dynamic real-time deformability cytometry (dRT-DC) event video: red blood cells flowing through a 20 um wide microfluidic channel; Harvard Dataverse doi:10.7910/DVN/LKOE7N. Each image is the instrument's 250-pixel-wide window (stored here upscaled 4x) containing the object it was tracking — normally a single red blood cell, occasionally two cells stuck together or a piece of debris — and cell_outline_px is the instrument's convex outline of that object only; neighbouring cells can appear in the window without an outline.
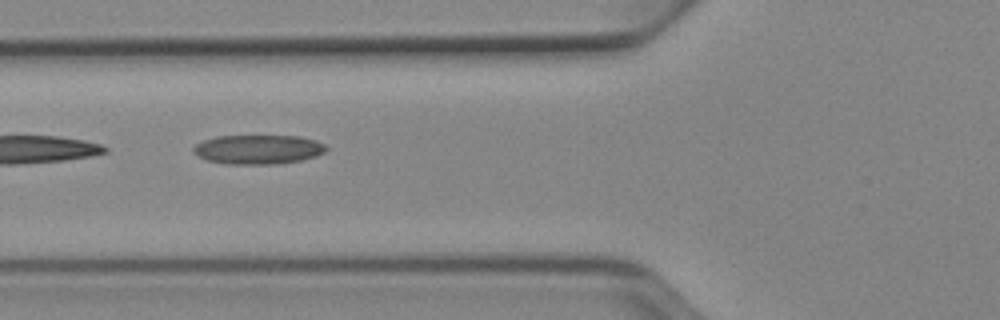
{"species": "Egyptian fruit bat (a non-hibernating species)", "species_latin": "Rousettus aegyptiacus", "temperature_condition": "cold", "stored_images_in_passage": 52, "camera_frame_rate_fps": 3000, "um_per_image_px": 0.085, "animal": {"sex": "female"}, "frame": {"image": 1, "passage_image": 20, "time_ms": 6.333, "image_size_px": [1000, 320], "cell_outline_px": [[328, 148], [324, 152], [316, 156], [300, 160], [276, 164], [228, 164], [208, 160], [192, 152], [192, 148], [196, 144], [204, 140], [216, 136], [300, 136], [316, 140], [324, 144]], "centroid_in_image_um": [21.95, 12.69], "position_along_channel_um": 103.8, "area_um2": 22.6}}
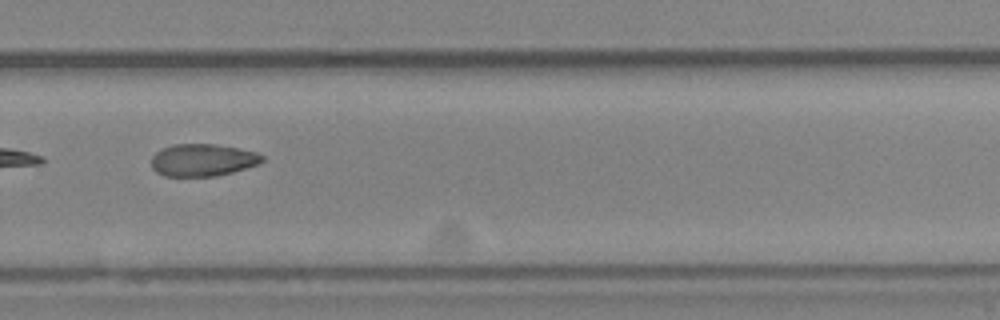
{"frame": {"image": 2, "passage_image": 36, "time_ms": 11.667, "image_size_px": [1000, 320], "cell_outline_px": [[264, 160], [260, 164], [232, 172], [216, 176], [164, 176], [156, 172], [152, 168], [152, 156], [156, 152], [164, 148], [176, 144], [216, 144], [256, 152], [264, 156]], "centroid_in_image_um": [17.24, 13.61], "position_along_channel_um": 312.6, "area_um2": 20.81}}
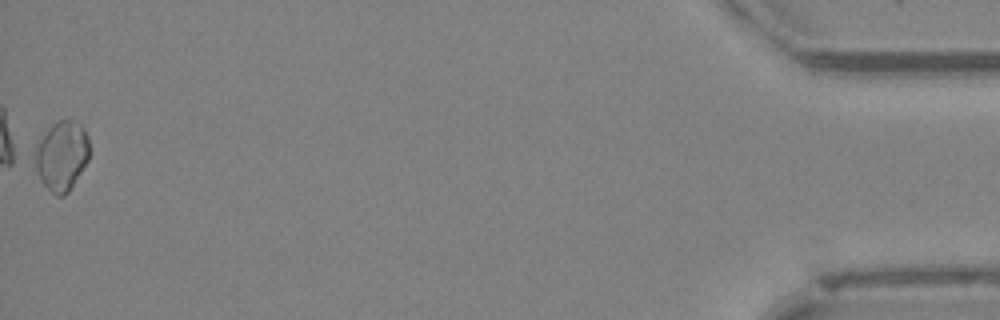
{"frame": {"image": 3, "passage_image": 52, "time_ms": 17.0, "image_size_px": [1000, 320], "cell_outline_px": [[88, 160], [68, 192], [64, 196], [56, 196], [44, 184], [36, 168], [36, 148], [40, 140], [48, 128], [56, 120], [72, 120], [80, 124], [84, 128], [88, 136]], "centroid_in_image_um": [5.27, 13.22], "position_along_channel_um": 429.9, "area_um2": 21.56}, "authors_computed_cell_mechanics": {"area_um2": 21.8195, "velocity_mm_per_s": 3.9302, "shape_relaxation_time_tau1_ms": 6.4285, "shape_relaxation_time_tau2_ms": null, "deformation_change_tau1": 0.1555, "deformation_change_tau2": null}}